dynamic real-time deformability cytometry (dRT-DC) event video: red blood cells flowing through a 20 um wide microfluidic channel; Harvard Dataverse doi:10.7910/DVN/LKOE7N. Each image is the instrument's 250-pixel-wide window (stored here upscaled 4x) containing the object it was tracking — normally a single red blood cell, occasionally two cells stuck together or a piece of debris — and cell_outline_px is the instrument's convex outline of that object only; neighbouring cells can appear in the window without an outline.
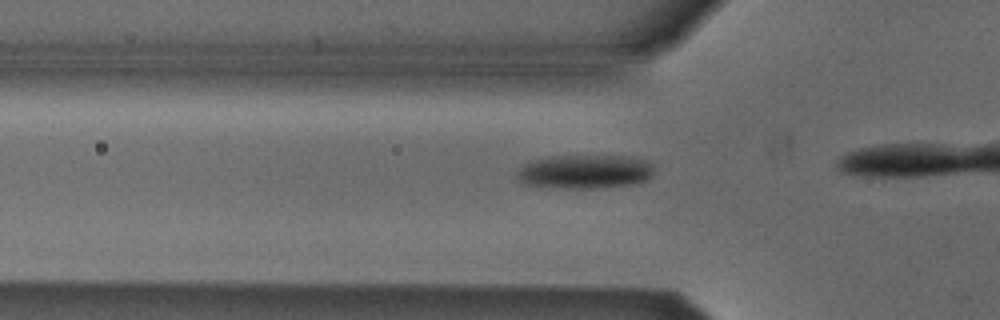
{"species": "Egyptian fruit bat (a non-hibernating species)", "species_latin": "Rousettus aegyptiacus", "temperature_condition": "cold", "stored_images_in_passage": 17, "camera_frame_rate_fps": 3000, "um_per_image_px": 0.085, "animal": {"sex": "male"}, "frame": {"image": 1, "passage_image": 12, "time_ms": 3.667, "image_size_px": [1000, 320], "cell_outline_px": [[652, 176], [648, 180], [636, 184], [592, 188], [568, 188], [524, 184], [520, 180], [516, 172], [524, 164], [536, 160], [552, 156], [624, 156], [644, 160], [652, 164]], "centroid_in_image_um": [49.75, 14.59], "position_along_channel_um": 76.1, "area_um2": 26.76}}
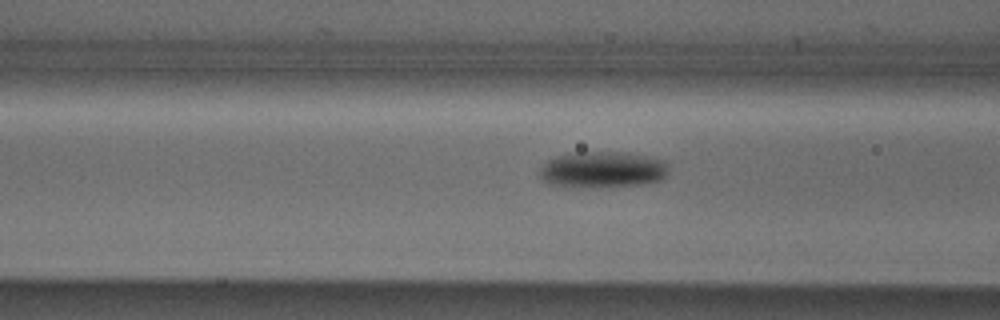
{"frame": {"image": 2, "passage_image": 15, "time_ms": 4.667, "image_size_px": [1000, 320], "cell_outline_px": [[668, 172], [660, 180], [644, 184], [608, 188], [568, 188], [548, 184], [540, 176], [540, 168], [548, 160], [556, 156], [568, 152], [628, 152], [648, 156], [664, 160], [668, 164]], "centroid_in_image_um": [51.2, 14.44], "position_along_channel_um": 115.4, "area_um2": 28.15}}